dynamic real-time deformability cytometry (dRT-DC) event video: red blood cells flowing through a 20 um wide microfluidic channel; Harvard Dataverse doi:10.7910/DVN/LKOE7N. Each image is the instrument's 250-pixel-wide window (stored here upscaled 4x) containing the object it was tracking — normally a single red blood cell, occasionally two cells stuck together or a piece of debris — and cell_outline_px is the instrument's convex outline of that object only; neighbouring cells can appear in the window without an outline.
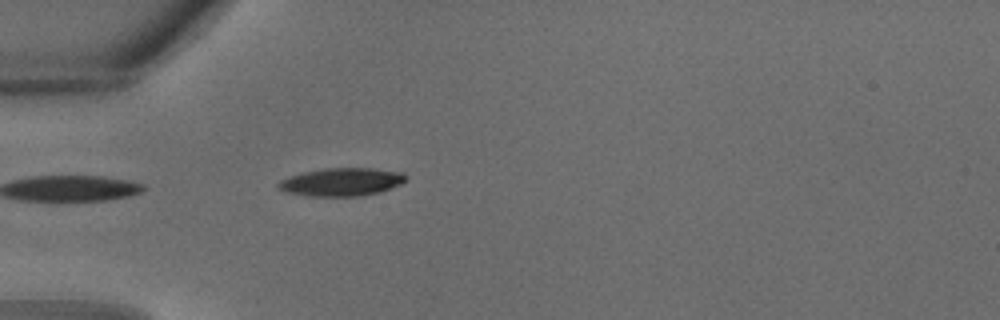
{"species": "common noctule bat (a hibernating species)", "species_latin": "Nyctalus noctula", "temperature_condition": "warm", "stored_images_in_passage": 24, "camera_frame_rate_fps": 3000, "um_per_image_px": 0.085, "animal": {"sex": "male", "body_mass_g": 18.8}, "frame": {"image": 1, "passage_image": 1, "time_ms": 0.0, "image_size_px": [1000, 320], "cell_outline_px": [[408, 180], [400, 184], [380, 192], [360, 196], [308, 196], [288, 192], [276, 188], [276, 184], [280, 180], [304, 172], [324, 168], [372, 168], [404, 172], [408, 176]], "centroid_in_image_um": [29.07, 15.46], "position_along_channel_um": 55.9, "area_um2": 20.92}}
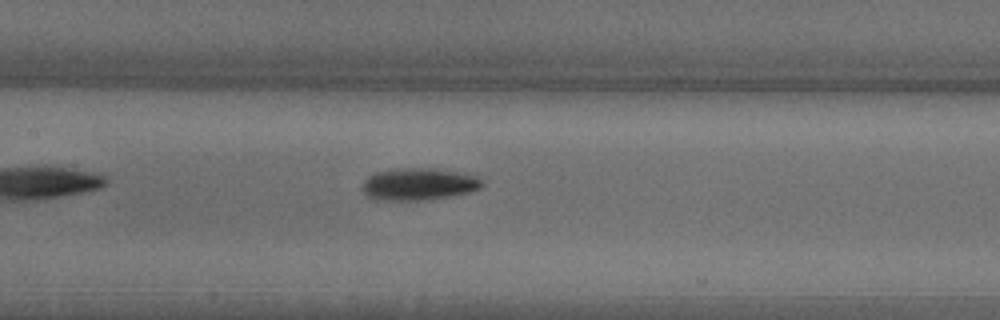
{"frame": {"image": 2, "passage_image": 7, "time_ms": 2.0, "image_size_px": [1000, 320], "cell_outline_px": [[484, 184], [480, 188], [468, 192], [452, 196], [424, 200], [376, 200], [364, 196], [360, 188], [364, 180], [368, 176], [376, 172], [396, 168], [432, 168], [456, 172], [476, 176], [484, 180]], "centroid_in_image_um": [35.53, 15.66], "position_along_channel_um": 171.9, "area_um2": 22.72}}
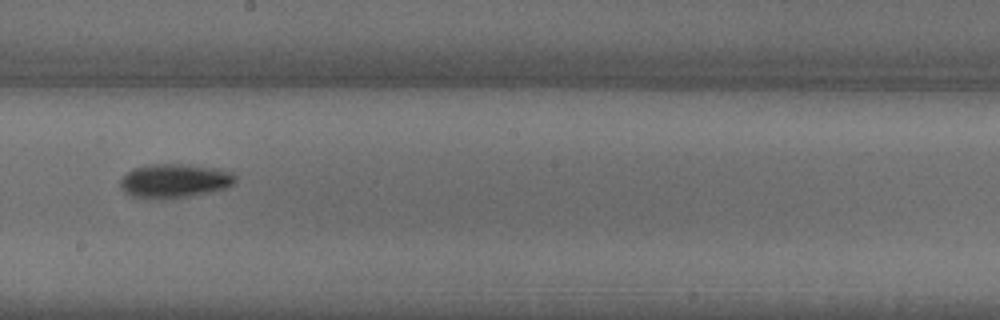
{"frame": {"image": 3, "passage_image": 10, "time_ms": 3.0, "image_size_px": [1000, 320], "cell_outline_px": [[236, 180], [232, 184], [224, 188], [208, 192], [168, 200], [156, 200], [128, 196], [120, 188], [120, 180], [128, 172], [136, 168], [148, 164], [180, 164], [216, 168], [228, 172], [236, 176]], "centroid_in_image_um": [14.76, 15.4], "position_along_channel_um": 233.4, "area_um2": 22.83}}